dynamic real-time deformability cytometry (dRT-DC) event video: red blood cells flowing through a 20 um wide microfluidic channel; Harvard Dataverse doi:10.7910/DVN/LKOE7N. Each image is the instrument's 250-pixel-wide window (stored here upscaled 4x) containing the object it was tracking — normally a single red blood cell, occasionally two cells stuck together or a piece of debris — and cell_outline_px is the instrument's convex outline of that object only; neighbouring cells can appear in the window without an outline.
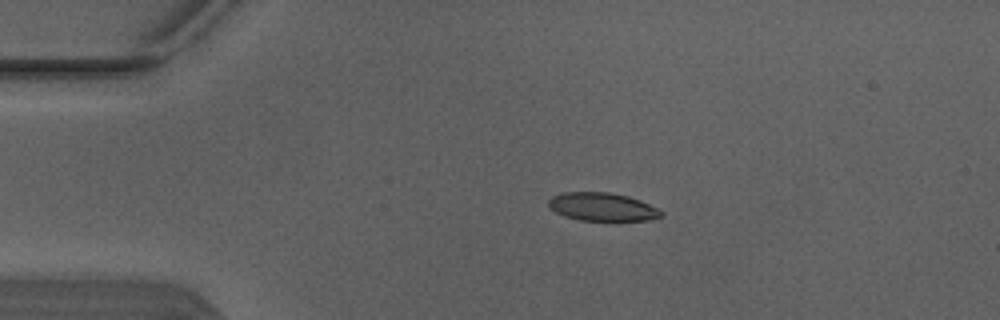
{"species": "Egyptian fruit bat (a non-hibernating species)", "species_latin": "Rousettus aegyptiacus", "temperature_condition": "warm", "stored_images_in_passage": 2, "camera_frame_rate_fps": 3000, "um_per_image_px": 0.085, "animal": {"sex": "male"}, "frame": {"image": 1, "passage_image": 1, "time_ms": 0.0, "image_size_px": [1000, 320], "cell_outline_px": [[664, 216], [652, 220], [580, 220], [564, 216], [548, 208], [548, 200], [552, 196], [564, 192], [608, 192], [628, 196], [640, 200], [664, 212]], "centroid_in_image_um": [51.19, 17.58], "position_along_channel_um": 33.8, "area_um2": 18.55}}